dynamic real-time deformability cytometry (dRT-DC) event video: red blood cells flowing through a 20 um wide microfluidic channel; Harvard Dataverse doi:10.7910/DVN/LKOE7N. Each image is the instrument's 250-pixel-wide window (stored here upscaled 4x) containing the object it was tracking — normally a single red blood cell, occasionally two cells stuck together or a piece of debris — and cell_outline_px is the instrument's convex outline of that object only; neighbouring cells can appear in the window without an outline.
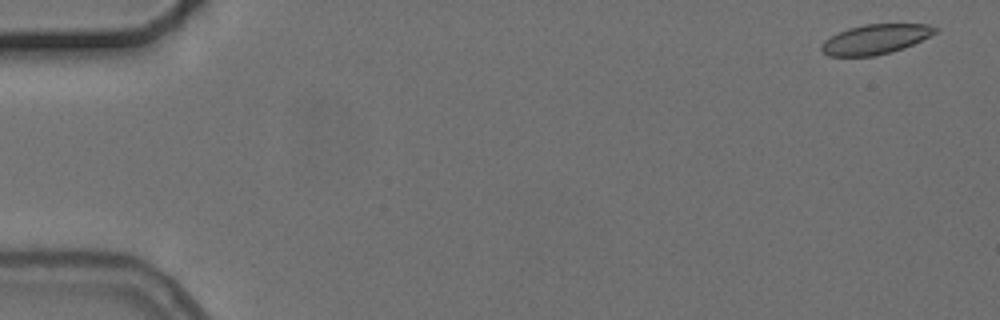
{"species": "common noctule bat (a hibernating species)", "species_latin": "Nyctalus noctula", "temperature_condition": "cold", "stored_images_in_passage": 5, "camera_frame_rate_fps": 3000, "um_per_image_px": 0.085, "animal": {"sex": "female", "body_mass_g": 24.6, "forearm_length_mm": 56.2}, "frame": {"image": 1, "passage_image": 1, "time_ms": 0.0, "image_size_px": [1000, 320], "cell_outline_px": [[940, 28], [936, 32], [904, 48], [892, 52], [876, 56], [828, 56], [820, 48], [820, 44], [824, 40], [848, 28], [864, 24], [928, 24]], "centroid_in_image_um": [74.4, 3.34], "position_along_channel_um": 10.6, "area_um2": 19.65}}
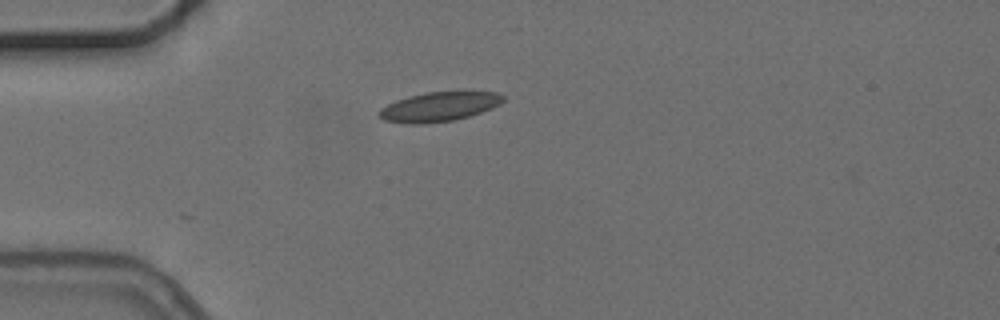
{"frame": {"image": 2, "passage_image": 5, "time_ms": 4.333, "image_size_px": [1000, 320], "cell_outline_px": [[504, 100], [500, 104], [492, 108], [468, 116], [452, 120], [420, 124], [408, 124], [384, 120], [376, 116], [376, 112], [380, 108], [396, 100], [408, 96], [424, 92], [464, 88], [500, 92], [504, 96]], "centroid_in_image_um": [37.37, 9.0], "position_along_channel_um": 47.6, "area_um2": 22.37}}